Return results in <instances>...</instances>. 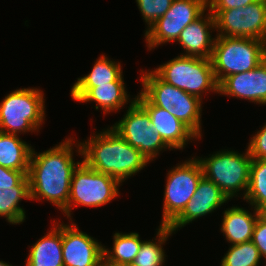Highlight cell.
<instances>
[{"instance_id": "1", "label": "cell", "mask_w": 266, "mask_h": 266, "mask_svg": "<svg viewBox=\"0 0 266 266\" xmlns=\"http://www.w3.org/2000/svg\"><path fill=\"white\" fill-rule=\"evenodd\" d=\"M73 142V138L66 137L59 145L38 154L33 148L27 174L31 201L45 199L61 211L68 205L72 175L82 162L73 158L74 147L82 155L80 143Z\"/></svg>"}, {"instance_id": "2", "label": "cell", "mask_w": 266, "mask_h": 266, "mask_svg": "<svg viewBox=\"0 0 266 266\" xmlns=\"http://www.w3.org/2000/svg\"><path fill=\"white\" fill-rule=\"evenodd\" d=\"M79 142L83 162L97 172L108 174L120 183L136 175L150 163L135 147L127 143L112 127Z\"/></svg>"}, {"instance_id": "3", "label": "cell", "mask_w": 266, "mask_h": 266, "mask_svg": "<svg viewBox=\"0 0 266 266\" xmlns=\"http://www.w3.org/2000/svg\"><path fill=\"white\" fill-rule=\"evenodd\" d=\"M142 72L140 93L152 105L167 110L201 138L202 100L164 82L152 70Z\"/></svg>"}, {"instance_id": "4", "label": "cell", "mask_w": 266, "mask_h": 266, "mask_svg": "<svg viewBox=\"0 0 266 266\" xmlns=\"http://www.w3.org/2000/svg\"><path fill=\"white\" fill-rule=\"evenodd\" d=\"M218 84L232 74L247 72L266 59V41L244 37L215 36L211 56Z\"/></svg>"}, {"instance_id": "5", "label": "cell", "mask_w": 266, "mask_h": 266, "mask_svg": "<svg viewBox=\"0 0 266 266\" xmlns=\"http://www.w3.org/2000/svg\"><path fill=\"white\" fill-rule=\"evenodd\" d=\"M44 93L38 88H20L0 102V132H38L45 121Z\"/></svg>"}, {"instance_id": "6", "label": "cell", "mask_w": 266, "mask_h": 266, "mask_svg": "<svg viewBox=\"0 0 266 266\" xmlns=\"http://www.w3.org/2000/svg\"><path fill=\"white\" fill-rule=\"evenodd\" d=\"M153 72L164 82L195 95L202 100L203 93H219L211 59L179 55Z\"/></svg>"}, {"instance_id": "7", "label": "cell", "mask_w": 266, "mask_h": 266, "mask_svg": "<svg viewBox=\"0 0 266 266\" xmlns=\"http://www.w3.org/2000/svg\"><path fill=\"white\" fill-rule=\"evenodd\" d=\"M206 158H196L202 167L203 176L213 181L230 200L241 190L243 199L249 184L252 157L248 148L245 153L233 150L216 151Z\"/></svg>"}, {"instance_id": "8", "label": "cell", "mask_w": 266, "mask_h": 266, "mask_svg": "<svg viewBox=\"0 0 266 266\" xmlns=\"http://www.w3.org/2000/svg\"><path fill=\"white\" fill-rule=\"evenodd\" d=\"M120 185L117 179L95 171L82 161L73 172L68 205L61 212L72 222L71 212L75 206H104L120 196Z\"/></svg>"}, {"instance_id": "9", "label": "cell", "mask_w": 266, "mask_h": 266, "mask_svg": "<svg viewBox=\"0 0 266 266\" xmlns=\"http://www.w3.org/2000/svg\"><path fill=\"white\" fill-rule=\"evenodd\" d=\"M176 165L167 173L160 226H168L183 211L203 177L196 157Z\"/></svg>"}, {"instance_id": "10", "label": "cell", "mask_w": 266, "mask_h": 266, "mask_svg": "<svg viewBox=\"0 0 266 266\" xmlns=\"http://www.w3.org/2000/svg\"><path fill=\"white\" fill-rule=\"evenodd\" d=\"M127 143L153 161L161 151L171 148L151 124L148 112L135 100L124 117L111 126Z\"/></svg>"}, {"instance_id": "11", "label": "cell", "mask_w": 266, "mask_h": 266, "mask_svg": "<svg viewBox=\"0 0 266 266\" xmlns=\"http://www.w3.org/2000/svg\"><path fill=\"white\" fill-rule=\"evenodd\" d=\"M215 17L216 36L244 37L266 41V0L245 7L209 10Z\"/></svg>"}, {"instance_id": "12", "label": "cell", "mask_w": 266, "mask_h": 266, "mask_svg": "<svg viewBox=\"0 0 266 266\" xmlns=\"http://www.w3.org/2000/svg\"><path fill=\"white\" fill-rule=\"evenodd\" d=\"M207 11V0H173L171 7L145 31L148 50L176 42L182 30Z\"/></svg>"}, {"instance_id": "13", "label": "cell", "mask_w": 266, "mask_h": 266, "mask_svg": "<svg viewBox=\"0 0 266 266\" xmlns=\"http://www.w3.org/2000/svg\"><path fill=\"white\" fill-rule=\"evenodd\" d=\"M103 246L78 226L62 223V253L64 266H100Z\"/></svg>"}, {"instance_id": "14", "label": "cell", "mask_w": 266, "mask_h": 266, "mask_svg": "<svg viewBox=\"0 0 266 266\" xmlns=\"http://www.w3.org/2000/svg\"><path fill=\"white\" fill-rule=\"evenodd\" d=\"M229 201L221 189L204 176L198 183L192 199L186 204L183 211L168 225L174 232L196 219L214 212Z\"/></svg>"}, {"instance_id": "15", "label": "cell", "mask_w": 266, "mask_h": 266, "mask_svg": "<svg viewBox=\"0 0 266 266\" xmlns=\"http://www.w3.org/2000/svg\"><path fill=\"white\" fill-rule=\"evenodd\" d=\"M136 101L148 112L151 124L163 141L173 150H183L190 140L200 139L187 125L167 110L152 105L140 92Z\"/></svg>"}, {"instance_id": "16", "label": "cell", "mask_w": 266, "mask_h": 266, "mask_svg": "<svg viewBox=\"0 0 266 266\" xmlns=\"http://www.w3.org/2000/svg\"><path fill=\"white\" fill-rule=\"evenodd\" d=\"M218 94L266 105V59L252 70L226 77Z\"/></svg>"}, {"instance_id": "17", "label": "cell", "mask_w": 266, "mask_h": 266, "mask_svg": "<svg viewBox=\"0 0 266 266\" xmlns=\"http://www.w3.org/2000/svg\"><path fill=\"white\" fill-rule=\"evenodd\" d=\"M202 14L194 22L187 25L180 33L177 43L184 49L182 56L208 58L212 56L215 38L212 31L215 28V17L209 10Z\"/></svg>"}, {"instance_id": "18", "label": "cell", "mask_w": 266, "mask_h": 266, "mask_svg": "<svg viewBox=\"0 0 266 266\" xmlns=\"http://www.w3.org/2000/svg\"><path fill=\"white\" fill-rule=\"evenodd\" d=\"M124 81H114L98 87H72L71 97L77 102H96V110H103L104 115L110 112H117L126 104L133 103L136 98H129ZM126 103V104H125Z\"/></svg>"}, {"instance_id": "19", "label": "cell", "mask_w": 266, "mask_h": 266, "mask_svg": "<svg viewBox=\"0 0 266 266\" xmlns=\"http://www.w3.org/2000/svg\"><path fill=\"white\" fill-rule=\"evenodd\" d=\"M254 212L245 210L243 207L233 206L223 212L221 232L231 245L244 243L252 240L255 224L258 220V210Z\"/></svg>"}, {"instance_id": "20", "label": "cell", "mask_w": 266, "mask_h": 266, "mask_svg": "<svg viewBox=\"0 0 266 266\" xmlns=\"http://www.w3.org/2000/svg\"><path fill=\"white\" fill-rule=\"evenodd\" d=\"M53 221L52 229L30 248L25 266H64L62 223Z\"/></svg>"}, {"instance_id": "21", "label": "cell", "mask_w": 266, "mask_h": 266, "mask_svg": "<svg viewBox=\"0 0 266 266\" xmlns=\"http://www.w3.org/2000/svg\"><path fill=\"white\" fill-rule=\"evenodd\" d=\"M19 136L0 132V166L13 170H29L33 147Z\"/></svg>"}, {"instance_id": "22", "label": "cell", "mask_w": 266, "mask_h": 266, "mask_svg": "<svg viewBox=\"0 0 266 266\" xmlns=\"http://www.w3.org/2000/svg\"><path fill=\"white\" fill-rule=\"evenodd\" d=\"M23 199L31 200L27 175L16 186L0 190V217L6 218L10 224H22L26 211L19 206V202Z\"/></svg>"}, {"instance_id": "23", "label": "cell", "mask_w": 266, "mask_h": 266, "mask_svg": "<svg viewBox=\"0 0 266 266\" xmlns=\"http://www.w3.org/2000/svg\"><path fill=\"white\" fill-rule=\"evenodd\" d=\"M139 233H119L113 235V248L103 246V260L113 265H126L134 262L142 245Z\"/></svg>"}, {"instance_id": "24", "label": "cell", "mask_w": 266, "mask_h": 266, "mask_svg": "<svg viewBox=\"0 0 266 266\" xmlns=\"http://www.w3.org/2000/svg\"><path fill=\"white\" fill-rule=\"evenodd\" d=\"M93 65L91 72L77 78L72 87H98L114 81H124L121 63L113 61L107 56H100Z\"/></svg>"}, {"instance_id": "25", "label": "cell", "mask_w": 266, "mask_h": 266, "mask_svg": "<svg viewBox=\"0 0 266 266\" xmlns=\"http://www.w3.org/2000/svg\"><path fill=\"white\" fill-rule=\"evenodd\" d=\"M172 233L174 232L168 226L159 225L156 238L142 242L133 264L137 266H163L166 261V254L162 245L166 243Z\"/></svg>"}, {"instance_id": "26", "label": "cell", "mask_w": 266, "mask_h": 266, "mask_svg": "<svg viewBox=\"0 0 266 266\" xmlns=\"http://www.w3.org/2000/svg\"><path fill=\"white\" fill-rule=\"evenodd\" d=\"M243 200L257 210L266 206V159L252 158L249 184Z\"/></svg>"}, {"instance_id": "27", "label": "cell", "mask_w": 266, "mask_h": 266, "mask_svg": "<svg viewBox=\"0 0 266 266\" xmlns=\"http://www.w3.org/2000/svg\"><path fill=\"white\" fill-rule=\"evenodd\" d=\"M259 250L252 241L230 245L221 260L220 266H259Z\"/></svg>"}, {"instance_id": "28", "label": "cell", "mask_w": 266, "mask_h": 266, "mask_svg": "<svg viewBox=\"0 0 266 266\" xmlns=\"http://www.w3.org/2000/svg\"><path fill=\"white\" fill-rule=\"evenodd\" d=\"M173 0H136L139 11L149 29L171 7Z\"/></svg>"}, {"instance_id": "29", "label": "cell", "mask_w": 266, "mask_h": 266, "mask_svg": "<svg viewBox=\"0 0 266 266\" xmlns=\"http://www.w3.org/2000/svg\"><path fill=\"white\" fill-rule=\"evenodd\" d=\"M248 150L253 159H266V124L258 130L248 143Z\"/></svg>"}, {"instance_id": "30", "label": "cell", "mask_w": 266, "mask_h": 266, "mask_svg": "<svg viewBox=\"0 0 266 266\" xmlns=\"http://www.w3.org/2000/svg\"><path fill=\"white\" fill-rule=\"evenodd\" d=\"M29 170H13L0 166V190L16 186Z\"/></svg>"}, {"instance_id": "31", "label": "cell", "mask_w": 266, "mask_h": 266, "mask_svg": "<svg viewBox=\"0 0 266 266\" xmlns=\"http://www.w3.org/2000/svg\"><path fill=\"white\" fill-rule=\"evenodd\" d=\"M251 241L259 250L261 258L264 257L266 260V222H264L260 217H258L255 224Z\"/></svg>"}, {"instance_id": "32", "label": "cell", "mask_w": 266, "mask_h": 266, "mask_svg": "<svg viewBox=\"0 0 266 266\" xmlns=\"http://www.w3.org/2000/svg\"><path fill=\"white\" fill-rule=\"evenodd\" d=\"M257 0H207V10H228L245 7Z\"/></svg>"}, {"instance_id": "33", "label": "cell", "mask_w": 266, "mask_h": 266, "mask_svg": "<svg viewBox=\"0 0 266 266\" xmlns=\"http://www.w3.org/2000/svg\"><path fill=\"white\" fill-rule=\"evenodd\" d=\"M259 217L266 222V206L258 209Z\"/></svg>"}, {"instance_id": "34", "label": "cell", "mask_w": 266, "mask_h": 266, "mask_svg": "<svg viewBox=\"0 0 266 266\" xmlns=\"http://www.w3.org/2000/svg\"><path fill=\"white\" fill-rule=\"evenodd\" d=\"M100 266H121V265H113V264H110V263L102 260ZM123 266H125V265H123Z\"/></svg>"}, {"instance_id": "35", "label": "cell", "mask_w": 266, "mask_h": 266, "mask_svg": "<svg viewBox=\"0 0 266 266\" xmlns=\"http://www.w3.org/2000/svg\"><path fill=\"white\" fill-rule=\"evenodd\" d=\"M0 266H12V265H10V264H8V263H5V262H3L2 260L0 261Z\"/></svg>"}, {"instance_id": "36", "label": "cell", "mask_w": 266, "mask_h": 266, "mask_svg": "<svg viewBox=\"0 0 266 266\" xmlns=\"http://www.w3.org/2000/svg\"><path fill=\"white\" fill-rule=\"evenodd\" d=\"M125 266H137V265L131 263V264H126Z\"/></svg>"}]
</instances>
